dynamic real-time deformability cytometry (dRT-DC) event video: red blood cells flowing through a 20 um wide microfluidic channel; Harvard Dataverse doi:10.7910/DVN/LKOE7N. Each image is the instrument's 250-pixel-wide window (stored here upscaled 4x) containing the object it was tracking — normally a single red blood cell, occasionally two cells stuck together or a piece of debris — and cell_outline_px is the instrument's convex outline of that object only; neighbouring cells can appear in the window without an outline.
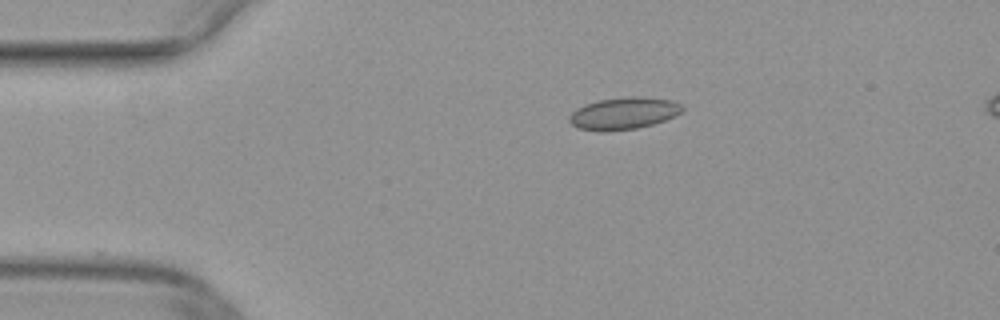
{"species": "common noctule bat (a hibernating species)", "species_latin": "Nyctalus noctula", "temperature_condition": "warm", "stored_images_in_passage": 41, "camera_frame_rate_fps": 3000, "um_per_image_px": 0.085, "animal": {"sex": "female", "body_mass_g": 29.2, "forearm_length_mm": 56.3}, "frame": {"image": 1, "passage_image": 1, "time_ms": 0.0, "image_size_px": [1000, 320], "cell_outline_px": [[684, 108], [680, 112], [664, 120], [652, 124], [636, 128], [604, 132], [600, 132], [580, 128], [572, 124], [568, 120], [568, 116], [576, 108], [584, 104], [596, 100], [628, 96], [640, 96], [672, 100], [680, 104]], "centroid_in_image_um": [52.96, 9.62], "position_along_channel_um": 32.0, "area_um2": 21.15}}
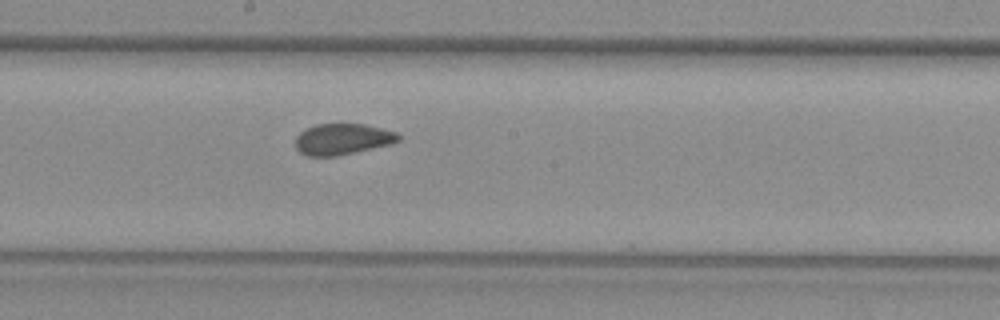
{"frame": {"image": 2, "passage_image": 18, "time_ms": 5.667, "image_size_px": [1000, 320], "cell_outline_px": [[400, 140], [392, 144], [336, 156], [308, 156], [300, 152], [296, 148], [296, 136], [300, 132], [316, 124], [364, 124], [396, 132], [400, 136]], "centroid_in_image_um": [29.12, 11.83], "position_along_channel_um": 219.1, "area_um2": 18.55}}
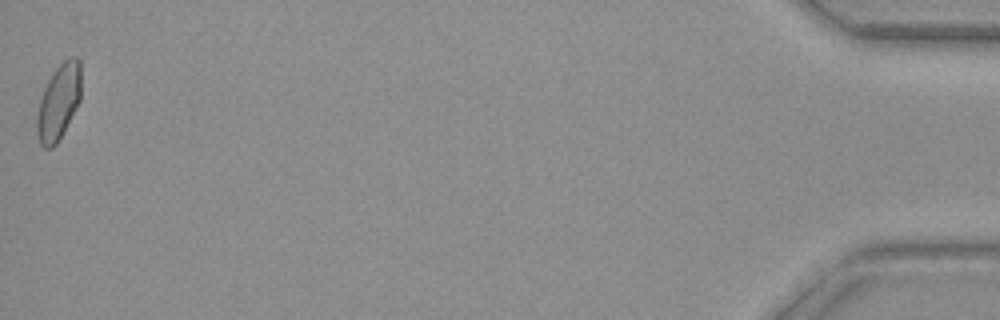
{"frame": {"image": 3, "passage_image": 41, "time_ms": 13.333, "image_size_px": [1000, 320], "cell_outline_px": [[80, 100], [56, 144], [52, 148], [44, 148], [40, 144], [36, 132], [36, 116], [40, 96], [52, 72], [68, 56], [76, 56], [80, 60]], "centroid_in_image_um": [4.96, 8.64], "position_along_channel_um": 430.2, "area_um2": 19.48}}